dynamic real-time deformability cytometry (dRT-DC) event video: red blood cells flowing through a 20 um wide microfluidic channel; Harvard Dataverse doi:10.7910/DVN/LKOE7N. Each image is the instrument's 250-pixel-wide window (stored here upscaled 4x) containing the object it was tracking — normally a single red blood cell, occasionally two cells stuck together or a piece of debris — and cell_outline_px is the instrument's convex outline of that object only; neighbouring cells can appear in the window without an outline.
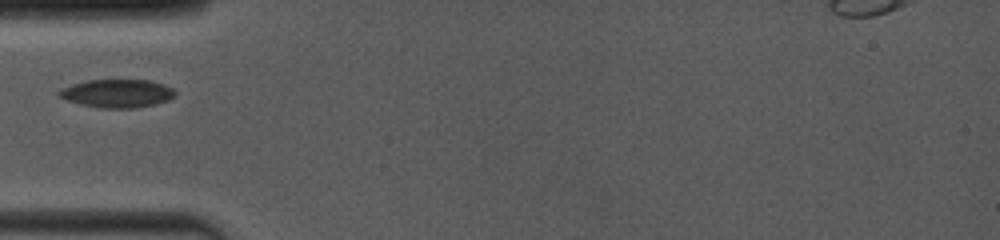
{"species": "common noctule bat (a hibernating species)", "species_latin": "Nyctalus noctula", "temperature_condition": "room temperature", "stored_images_in_passage": 11, "camera_frame_rate_fps": 4000, "um_per_image_px": 0.085, "animal": {"sex": "female", "body_mass_g": 19.0, "forearm_length_mm": 53.3}, "frame": {"image": 1, "passage_image": 1, "time_ms": 0.0, "image_size_px": [1000, 240], "cell_outline_px": [[176, 92], [168, 100], [156, 104], [136, 108], [100, 108], [80, 104], [68, 100], [60, 96], [56, 92], [60, 88], [72, 84], [88, 80], [148, 80], [164, 84], [172, 88]], "centroid_in_image_um": [9.94, 7.94], "position_along_channel_um": 75.1, "area_um2": 19.07}}